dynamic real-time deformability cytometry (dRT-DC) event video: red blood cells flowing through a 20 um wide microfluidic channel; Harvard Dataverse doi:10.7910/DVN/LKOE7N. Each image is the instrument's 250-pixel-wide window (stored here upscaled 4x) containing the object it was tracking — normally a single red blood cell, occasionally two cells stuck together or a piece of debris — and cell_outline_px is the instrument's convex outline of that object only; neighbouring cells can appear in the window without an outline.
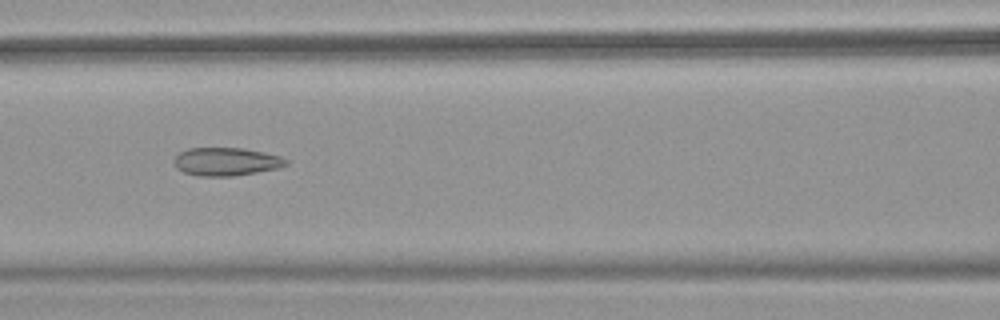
{"species": "common noctule bat (a hibernating species)", "species_latin": "Nyctalus noctula", "temperature_condition": "warm", "stored_images_in_passage": 50, "camera_frame_rate_fps": 3000, "um_per_image_px": 0.085, "animal": {"sex": "female", "body_mass_g": 18.4}, "frame": {"image": 1, "passage_image": 22, "time_ms": 7.0, "image_size_px": [1000, 320], "cell_outline_px": [[288, 164], [276, 168], [256, 172], [232, 176], [200, 176], [184, 172], [176, 168], [172, 160], [180, 152], [188, 148], [244, 148], [264, 152], [280, 156], [288, 160]], "centroid_in_image_um": [19.2, 13.73], "position_along_channel_um": 147.4, "area_um2": 18.32}, "authors_computed_cell_mechanics": {"area_um2": 20.9236, "velocity_mm_per_s": 4.0245, "shape_relaxation_time_tau1_ms": null, "shape_relaxation_time_tau2_ms": 2.1084, "deformation_change_tau1": null, "deformation_change_tau2": 0.1105}}